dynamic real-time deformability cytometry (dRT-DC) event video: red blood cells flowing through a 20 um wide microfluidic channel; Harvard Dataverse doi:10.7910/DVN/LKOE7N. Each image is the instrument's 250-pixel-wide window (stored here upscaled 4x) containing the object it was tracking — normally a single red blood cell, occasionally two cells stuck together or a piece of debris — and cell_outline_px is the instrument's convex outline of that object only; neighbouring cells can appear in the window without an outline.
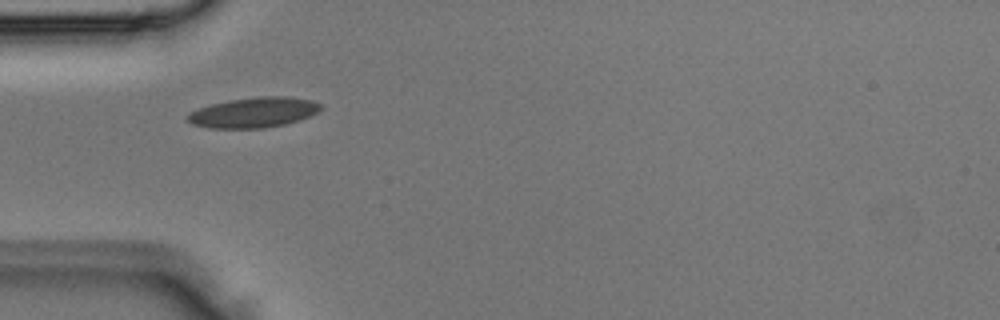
{"species": "Egyptian fruit bat (a non-hibernating species)", "species_latin": "Rousettus aegyptiacus", "temperature_condition": "room temperature", "stored_images_in_passage": 1, "camera_frame_rate_fps": 3000, "um_per_image_px": 0.085, "animal": {"sex": "male"}, "frame": {"image": 1, "passage_image": 1, "time_ms": 0.0, "image_size_px": [1000, 320], "cell_outline_px": [[324, 108], [320, 112], [300, 120], [284, 124], [264, 128], [208, 128], [192, 124], [184, 120], [184, 116], [188, 112], [212, 104], [228, 100], [260, 96], [284, 96], [312, 100], [320, 104]], "centroid_in_image_um": [21.55, 9.56], "position_along_channel_um": 63.5, "area_um2": 23.76}}